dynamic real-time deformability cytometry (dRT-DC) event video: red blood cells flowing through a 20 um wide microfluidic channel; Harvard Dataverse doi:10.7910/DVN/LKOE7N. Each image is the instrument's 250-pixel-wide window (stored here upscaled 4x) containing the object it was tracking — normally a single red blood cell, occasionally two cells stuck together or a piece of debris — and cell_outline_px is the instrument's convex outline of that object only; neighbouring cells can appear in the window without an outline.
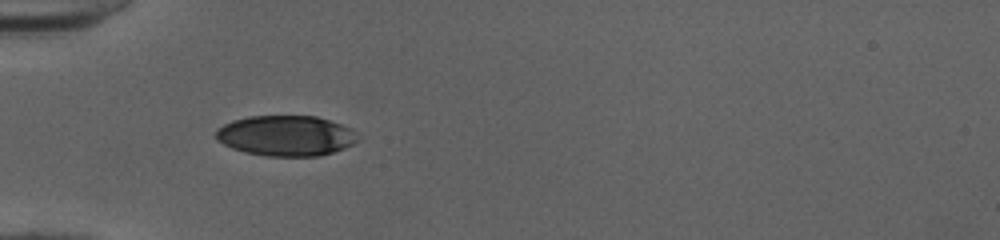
{"species": "human", "species_latin": "Homo sapiens", "temperature_condition": "cold", "stored_images_in_passage": 35, "camera_frame_rate_fps": 3000, "um_per_image_px": 0.085, "donor": {"sex": "female"}, "frame": {"image": 1, "passage_image": 1, "time_ms": 0.0, "image_size_px": [1000, 240], "cell_outline_px": [[360, 140], [344, 148], [320, 156], [268, 156], [244, 152], [232, 148], [216, 140], [216, 128], [232, 120], [248, 116], [316, 116], [352, 128]], "centroid_in_image_um": [24.29, 11.53], "position_along_channel_um": 60.7, "area_um2": 33.52}}
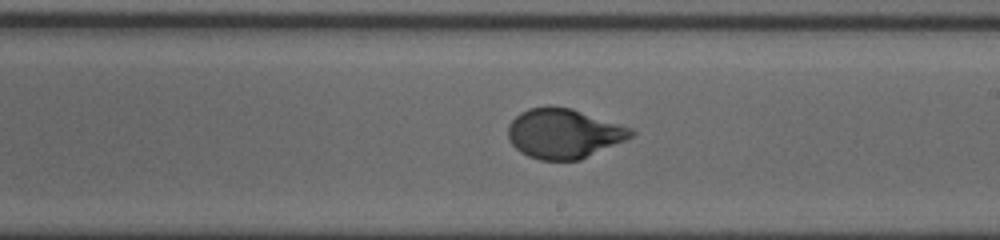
{"frame": {"image": 2, "passage_image": 15, "time_ms": 4.667, "image_size_px": [1000, 240], "cell_outline_px": [[636, 132], [632, 136], [624, 140], [580, 160], [540, 160], [528, 156], [520, 152], [508, 140], [508, 124], [520, 112], [528, 108], [572, 108], [632, 128]], "centroid_in_image_um": [47.9, 11.36], "position_along_channel_um": 241.1, "area_um2": 35.2}}
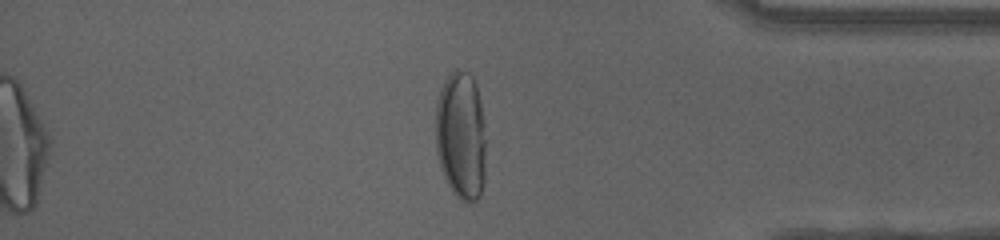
{"frame": {"image": 3, "passage_image": 28, "time_ms": 9.0, "image_size_px": [1000, 240], "cell_outline_px": [[484, 180], [480, 196], [472, 204], [460, 200], [452, 192], [440, 168], [436, 152], [436, 104], [440, 88], [448, 76], [456, 68], [468, 72], [472, 76], [476, 84], [484, 124]], "centroid_in_image_um": [39.17, 11.55], "position_along_channel_um": 396.0, "area_um2": 37.86}, "authors_computed_cell_mechanics": {"area_um2": 35.9516, "velocity_mm_per_s": 4.0154, "shape_relaxation_time_tau1_ms": 4.1416, "shape_relaxation_time_tau2_ms": null, "deformation_change_tau1": 0.2019, "deformation_change_tau2": null}}